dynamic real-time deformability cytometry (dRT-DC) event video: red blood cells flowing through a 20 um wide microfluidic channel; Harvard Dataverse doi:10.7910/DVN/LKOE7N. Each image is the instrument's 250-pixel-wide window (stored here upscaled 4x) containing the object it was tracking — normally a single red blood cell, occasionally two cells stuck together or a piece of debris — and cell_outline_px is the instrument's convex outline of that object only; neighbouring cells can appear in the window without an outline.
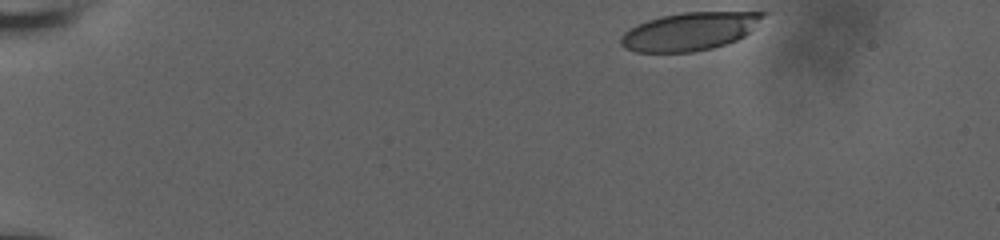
{"species": "human", "species_latin": "Homo sapiens", "temperature_condition": "room temperature", "stored_images_in_passage": 41, "camera_frame_rate_fps": 3000, "um_per_image_px": 0.085, "donor": {"sex": "male"}, "frame": {"image": 1, "passage_image": 1, "time_ms": 0.0, "image_size_px": [1000, 240], "cell_outline_px": [[768, 12], [744, 36], [736, 40], [712, 48], [692, 52], [636, 52], [624, 48], [620, 44], [620, 36], [624, 32], [648, 20], [660, 16], [684, 12]], "centroid_in_image_um": [58.58, 2.67], "position_along_channel_um": 26.4, "area_um2": 31.15}}
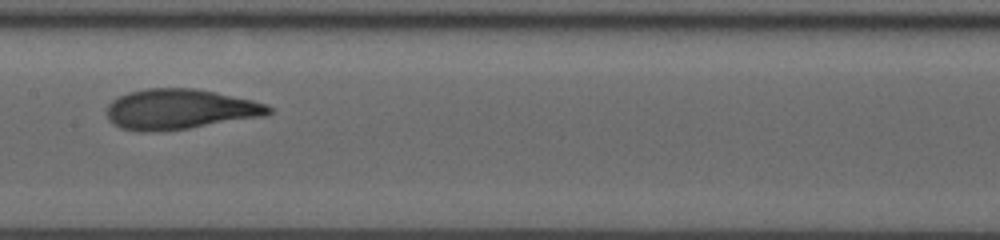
{"frame": {"image": 2, "passage_image": 23, "time_ms": 7.333, "image_size_px": [1000, 240], "cell_outline_px": [[272, 112], [264, 116], [188, 128], [156, 132], [136, 132], [120, 128], [108, 120], [108, 104], [112, 100], [128, 92], [148, 88], [196, 88], [216, 92], [252, 100], [268, 104], [272, 108]], "centroid_in_image_um": [15.28, 9.29], "position_along_channel_um": 192.1, "area_um2": 38.09}}
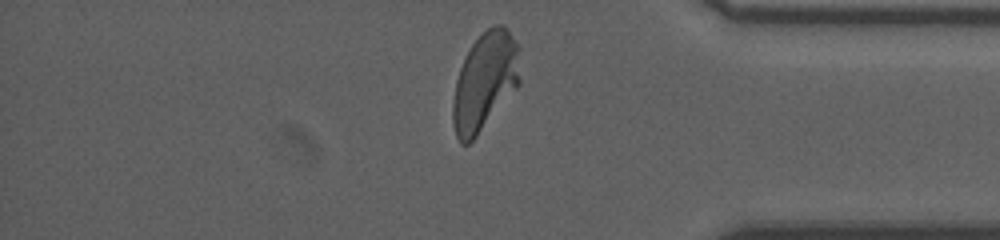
{"frame": {"image": 3, "passage_image": 40, "time_ms": 13.0, "image_size_px": [1000, 240], "cell_outline_px": [[520, 84], [476, 136], [468, 144], [460, 144], [456, 136], [452, 120], [452, 104], [456, 80], [460, 68], [472, 44], [488, 28], [496, 24], [500, 24], [516, 40], [520, 48]], "centroid_in_image_um": [41.22, 6.94], "position_along_channel_um": 394.0, "area_um2": 38.15}, "authors_computed_cell_mechanics": {"area_um2": 36.4718, "velocity_mm_per_s": 3.8365, "shape_relaxation_time_tau1_ms": 3.7057, "shape_relaxation_time_tau2_ms": 0.8636, "deformation_change_tau1": 0.197, "deformation_change_tau2": 0.0721}}